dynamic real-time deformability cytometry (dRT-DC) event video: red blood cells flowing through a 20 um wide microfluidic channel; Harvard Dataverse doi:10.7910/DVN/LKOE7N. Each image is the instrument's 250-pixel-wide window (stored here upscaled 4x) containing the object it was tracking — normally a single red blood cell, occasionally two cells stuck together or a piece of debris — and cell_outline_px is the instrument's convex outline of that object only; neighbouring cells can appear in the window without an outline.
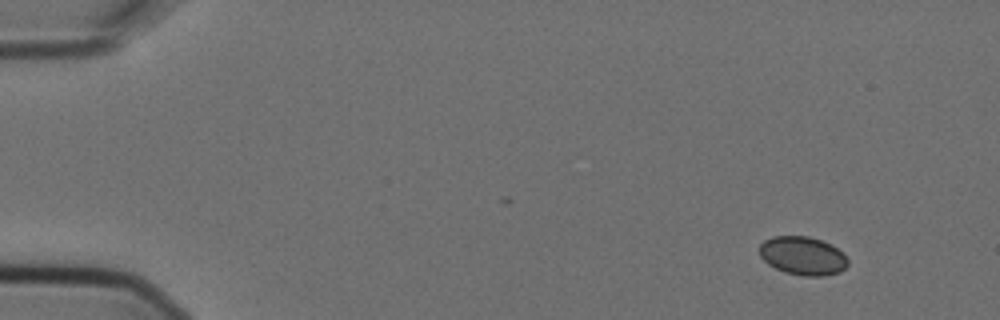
{"species": "Egyptian fruit bat (a non-hibernating species)", "species_latin": "Rousettus aegyptiacus", "temperature_condition": "cold", "stored_images_in_passage": 6, "camera_frame_rate_fps": 3000, "um_per_image_px": 0.085, "animal": {"sex": "female"}, "frame": {"image": 1, "passage_image": 1, "time_ms": 0.0, "image_size_px": [1000, 320], "cell_outline_px": [[848, 264], [840, 272], [824, 276], [804, 276], [784, 272], [768, 264], [760, 256], [760, 244], [764, 240], [772, 236], [808, 236], [832, 244], [844, 252], [848, 260]], "centroid_in_image_um": [68.25, 21.74], "position_along_channel_um": 16.7, "area_um2": 20.0}}
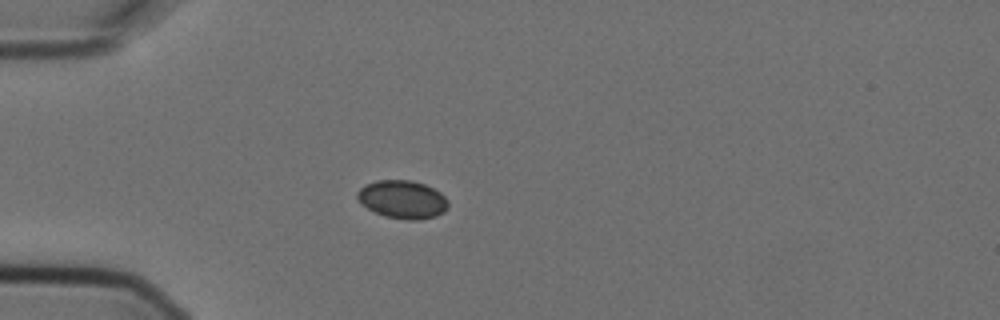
{"frame": {"image": 2, "passage_image": 4, "time_ms": 1.0, "image_size_px": [1000, 320], "cell_outline_px": [[448, 208], [444, 212], [436, 216], [420, 220], [408, 220], [384, 216], [368, 208], [356, 196], [356, 192], [364, 184], [376, 180], [412, 180], [424, 184], [440, 192], [448, 200]], "centroid_in_image_um": [34.23, 16.95], "position_along_channel_um": 50.8, "area_um2": 20.23}}
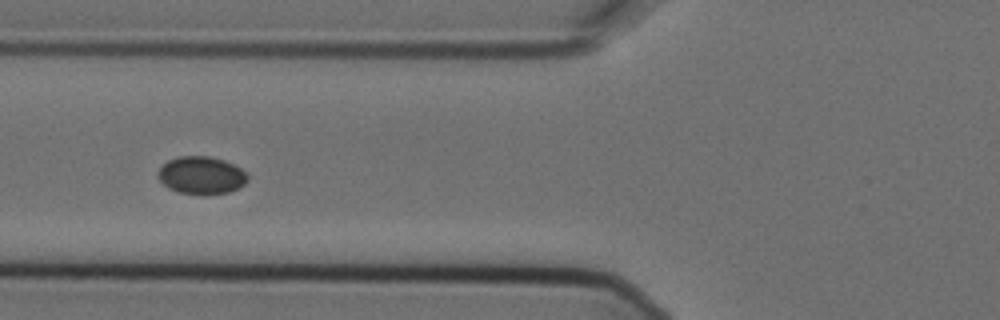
{"frame": {"image": 3, "passage_image": 6, "time_ms": 1.667, "image_size_px": [1000, 320], "cell_outline_px": [[248, 180], [240, 188], [228, 192], [204, 196], [180, 192], [168, 188], [156, 176], [156, 172], [168, 160], [176, 156], [208, 156], [224, 160], [240, 168], [248, 176]], "centroid_in_image_um": [17.1, 14.91], "position_along_channel_um": 108.7, "area_um2": 19.88}}